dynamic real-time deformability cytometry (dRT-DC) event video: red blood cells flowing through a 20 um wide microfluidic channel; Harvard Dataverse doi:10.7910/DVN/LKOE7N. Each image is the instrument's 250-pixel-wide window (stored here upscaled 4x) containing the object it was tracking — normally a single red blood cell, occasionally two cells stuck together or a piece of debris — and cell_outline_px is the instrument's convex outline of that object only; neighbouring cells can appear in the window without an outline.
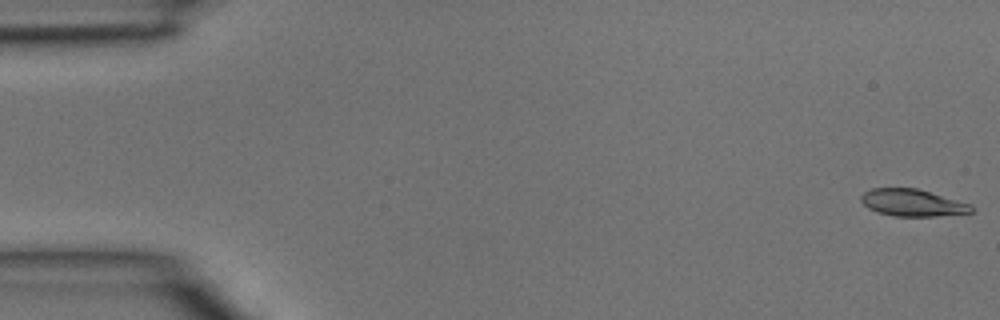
{"species": "common noctule bat (a hibernating species)", "species_latin": "Nyctalus noctula", "temperature_condition": "room temperature", "stored_images_in_passage": 5, "camera_frame_rate_fps": 3000, "um_per_image_px": 0.085, "animal": {"sex": "male", "body_mass_g": 15.6}, "frame": {"image": 1, "passage_image": 1, "time_ms": 0.0, "image_size_px": [1000, 320], "cell_outline_px": [[972, 212], [936, 216], [892, 216], [876, 212], [868, 208], [860, 200], [860, 196], [864, 192], [872, 188], [916, 188], [972, 204]], "centroid_in_image_um": [77.52, 17.23], "position_along_channel_um": 7.5, "area_um2": 17.34}}
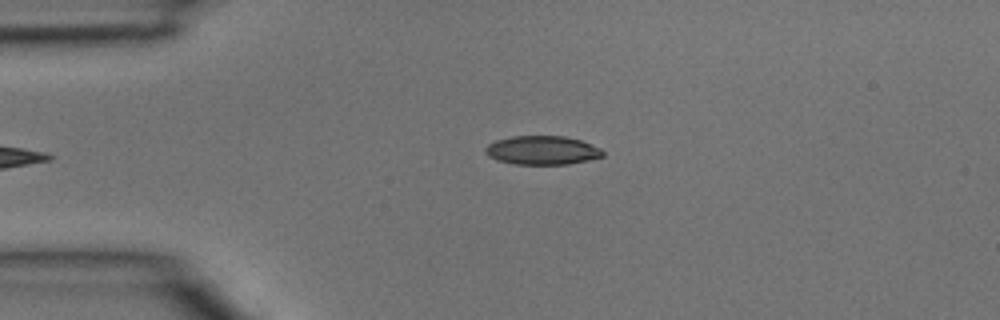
{"frame": {"image": 2, "passage_image": 5, "time_ms": 1.333, "image_size_px": [1000, 320], "cell_outline_px": [[604, 156], [588, 160], [568, 164], [516, 164], [496, 160], [488, 156], [484, 152], [484, 148], [488, 144], [496, 140], [512, 136], [564, 136], [580, 140], [600, 148], [604, 152]], "centroid_in_image_um": [46.06, 12.77], "position_along_channel_um": 38.9, "area_um2": 19.71}}